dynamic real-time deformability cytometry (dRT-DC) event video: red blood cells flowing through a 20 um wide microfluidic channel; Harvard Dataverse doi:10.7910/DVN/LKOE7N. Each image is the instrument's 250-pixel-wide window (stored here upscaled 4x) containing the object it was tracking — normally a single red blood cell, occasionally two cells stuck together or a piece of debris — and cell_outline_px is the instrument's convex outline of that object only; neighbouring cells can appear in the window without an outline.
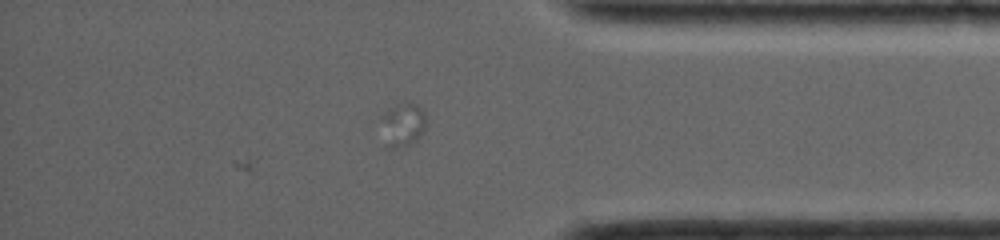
{"species": "common noctule bat (a hibernating species)", "species_latin": "Nyctalus noctula", "temperature_condition": "room temperature", "stored_images_in_passage": 55, "camera_frame_rate_fps": 4000, "um_per_image_px": 0.085, "animal": {"sex": "female", "body_mass_g": 19.0, "forearm_length_mm": 56.7}, "frame": {"image": 1, "passage_image": 55, "time_ms": 14.0, "image_size_px": [1000, 240], "cell_outline_px": [[424, 132], [416, 140], [400, 148], [384, 148], [380, 116], [388, 108], [396, 104], [416, 104], [424, 112]], "centroid_in_image_um": [34.16, 10.64], "position_along_channel_um": 401.0, "area_um2": 11.56}}